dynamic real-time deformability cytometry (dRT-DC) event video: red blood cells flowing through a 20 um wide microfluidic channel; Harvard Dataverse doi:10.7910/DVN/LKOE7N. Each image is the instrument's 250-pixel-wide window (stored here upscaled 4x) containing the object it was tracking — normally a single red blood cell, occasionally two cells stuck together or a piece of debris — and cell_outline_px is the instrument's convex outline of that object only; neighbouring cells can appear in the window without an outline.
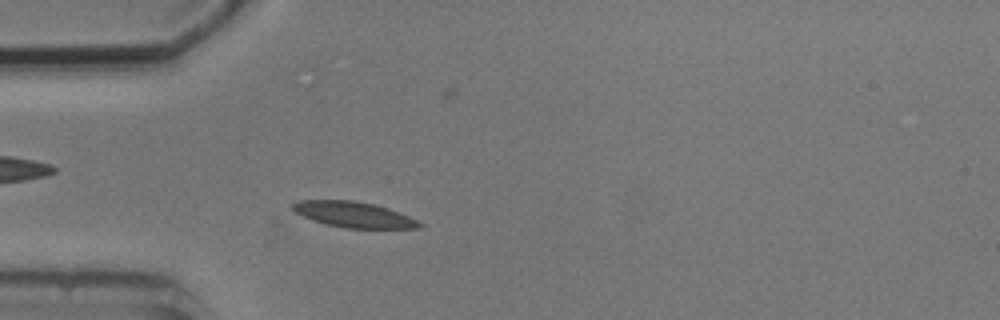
{"species": "common noctule bat (a hibernating species)", "species_latin": "Nyctalus noctula", "temperature_condition": "cold", "stored_images_in_passage": 3, "camera_frame_rate_fps": 3000, "um_per_image_px": 0.085, "animal": {"sex": "male", "body_mass_g": 20.5, "forearm_length_mm": 52.5}, "frame": {"image": 1, "passage_image": 3, "time_ms": 2.333, "image_size_px": [1000, 320], "cell_outline_px": [[424, 224], [420, 228], [344, 228], [312, 220], [296, 212], [292, 208], [292, 204], [300, 200], [352, 200], [372, 204], [400, 212]], "centroid_in_image_um": [30.07, 18.24], "position_along_channel_um": 54.9, "area_um2": 18.67}}